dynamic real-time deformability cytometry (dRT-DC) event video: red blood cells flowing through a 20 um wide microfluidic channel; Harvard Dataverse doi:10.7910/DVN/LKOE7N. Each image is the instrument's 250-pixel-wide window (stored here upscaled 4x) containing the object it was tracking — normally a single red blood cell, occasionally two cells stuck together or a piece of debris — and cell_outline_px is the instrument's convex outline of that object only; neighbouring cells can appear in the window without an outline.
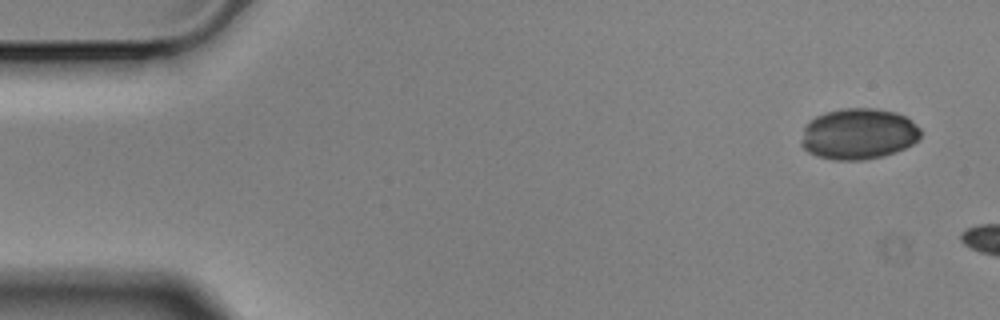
{"species": "Egyptian fruit bat (a non-hibernating species)", "species_latin": "Rousettus aegyptiacus", "temperature_condition": "cold", "stored_images_in_passage": 5, "segment_of_instrument_passage": [2, 2], "camera_frame_rate_fps": 3000, "um_per_image_px": 0.085, "animal": {"sex": "male"}, "frame": {"image": 1, "passage_image": 5, "time_ms": 1.333, "image_size_px": [1000, 320], "cell_outline_px": [[920, 140], [896, 152], [884, 156], [864, 160], [832, 160], [816, 156], [808, 152], [800, 144], [804, 124], [816, 116], [828, 112], [844, 108], [876, 108], [896, 112], [904, 116], [920, 128]], "centroid_in_image_um": [72.95, 11.39], "position_along_channel_um": 12.0, "area_um2": 35.78}}